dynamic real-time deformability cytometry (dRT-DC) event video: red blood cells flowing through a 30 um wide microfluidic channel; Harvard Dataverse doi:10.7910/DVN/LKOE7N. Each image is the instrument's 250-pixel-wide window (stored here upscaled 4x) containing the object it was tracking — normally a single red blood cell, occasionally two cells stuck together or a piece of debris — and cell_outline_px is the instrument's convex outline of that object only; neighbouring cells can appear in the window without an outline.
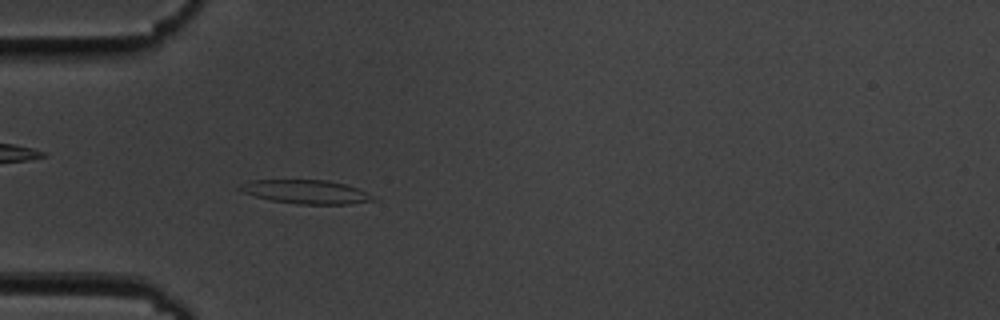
{"species": "common noctule bat (a hibernating species)", "species_latin": "Nyctalus noctula", "temperature_condition": "cold", "stored_images_in_passage": 54, "camera_frame_rate_fps": 3000, "um_per_image_px": 0.085, "animal": {"sex": "male", "body_mass_g": 19.5, "forearm_length_mm": 54.6}, "frame": {"image": 1, "passage_image": 16, "time_ms": 5.0, "image_size_px": [1000, 320], "cell_outline_px": [[376, 200], [348, 204], [296, 204], [272, 200], [256, 196], [244, 192], [236, 188], [248, 180], [324, 180], [344, 184], [356, 188], [372, 196]], "centroid_in_image_um": [25.96, 16.3], "position_along_channel_um": 59.0, "area_um2": 18.09}}
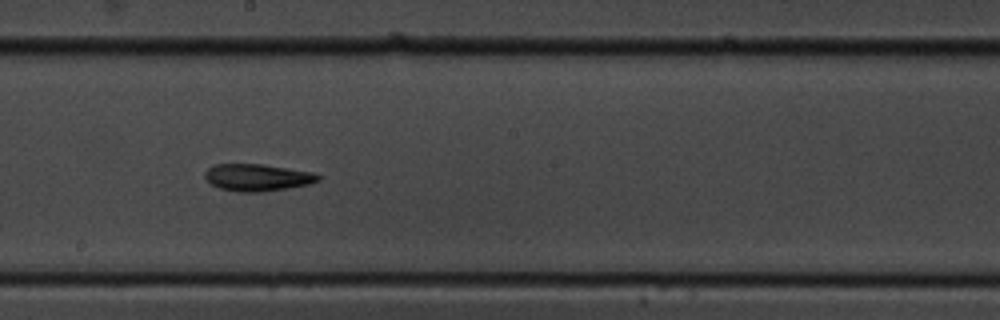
{"frame": {"image": 2, "passage_image": 30, "time_ms": 9.667, "image_size_px": [1000, 320], "cell_outline_px": [[320, 180], [308, 184], [288, 188], [264, 192], [240, 192], [220, 188], [212, 184], [204, 176], [204, 172], [208, 168], [216, 164], [264, 164], [312, 172], [320, 176]], "centroid_in_image_um": [21.88, 15.08], "position_along_channel_um": 226.3, "area_um2": 17.8}}
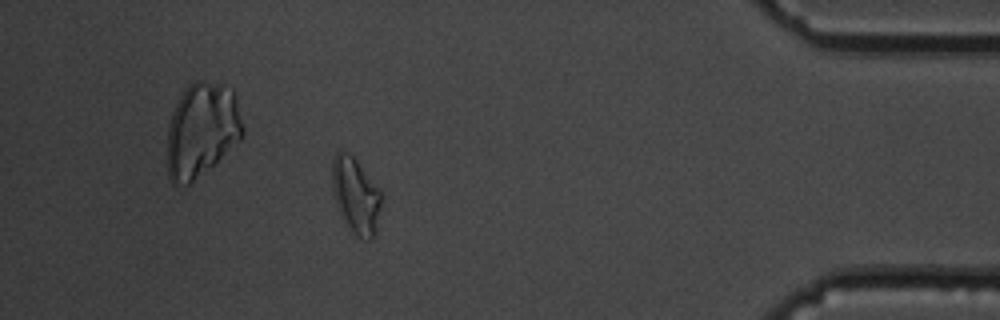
{"frame": {"image": 3, "passage_image": 48, "time_ms": 15.667, "image_size_px": [1000, 320], "cell_outline_px": [[384, 196], [372, 240], [368, 240], [360, 236], [348, 224], [336, 200], [332, 188], [332, 160], [336, 152], [340, 148], [348, 152], [356, 160], [380, 188]], "centroid_in_image_um": [30.27, 16.51], "position_along_channel_um": 404.9, "area_um2": 21.27}, "authors_computed_cell_mechanics": {"area_um2": 18.6405, "velocity_mm_per_s": 3.6853, "shape_relaxation_time_tau1_ms": 8.1089, "shape_relaxation_time_tau2_ms": 8.1385, "deformation_change_tau1": 0.1559, "deformation_change_tau2": 0.1983}}